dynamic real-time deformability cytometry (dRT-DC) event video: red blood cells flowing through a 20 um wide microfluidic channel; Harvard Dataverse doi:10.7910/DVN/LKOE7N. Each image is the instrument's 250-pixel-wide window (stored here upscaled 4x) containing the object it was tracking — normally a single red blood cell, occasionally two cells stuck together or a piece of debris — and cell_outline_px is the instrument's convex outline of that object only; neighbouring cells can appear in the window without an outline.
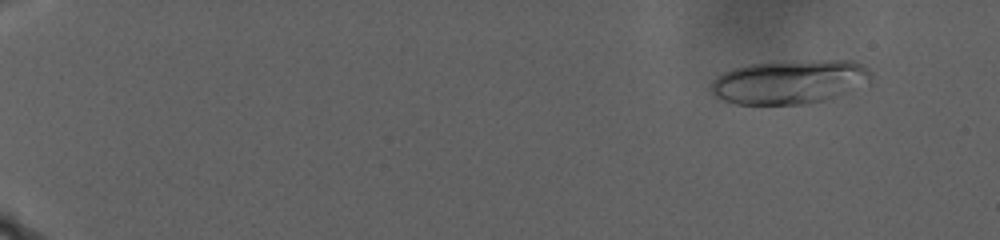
{"species": "human", "species_latin": "Homo sapiens", "temperature_condition": "warm", "stored_images_in_passage": 15, "camera_frame_rate_fps": 3000, "um_per_image_px": 0.085, "donor": {"sex": "male"}, "frame": {"image": 1, "passage_image": 11, "time_ms": 3.333, "image_size_px": [1000, 240], "cell_outline_px": [[872, 84], [824, 100], [808, 104], [736, 104], [724, 100], [716, 96], [712, 92], [712, 84], [716, 76], [732, 68], [748, 64], [784, 60], [852, 60], [868, 68], [872, 72]], "centroid_in_image_um": [67.19, 6.94], "position_along_channel_um": 17.8, "area_um2": 41.73}}